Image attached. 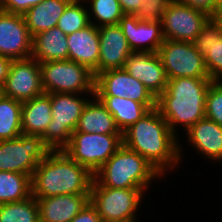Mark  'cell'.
<instances>
[{
	"mask_svg": "<svg viewBox=\"0 0 222 222\" xmlns=\"http://www.w3.org/2000/svg\"><path fill=\"white\" fill-rule=\"evenodd\" d=\"M210 18L216 23L219 31L222 33V5L216 7Z\"/></svg>",
	"mask_w": 222,
	"mask_h": 222,
	"instance_id": "39",
	"label": "cell"
},
{
	"mask_svg": "<svg viewBox=\"0 0 222 222\" xmlns=\"http://www.w3.org/2000/svg\"><path fill=\"white\" fill-rule=\"evenodd\" d=\"M32 196L31 176L0 171V204L23 201Z\"/></svg>",
	"mask_w": 222,
	"mask_h": 222,
	"instance_id": "27",
	"label": "cell"
},
{
	"mask_svg": "<svg viewBox=\"0 0 222 222\" xmlns=\"http://www.w3.org/2000/svg\"><path fill=\"white\" fill-rule=\"evenodd\" d=\"M31 57L39 63L68 60L67 35L57 26L34 35Z\"/></svg>",
	"mask_w": 222,
	"mask_h": 222,
	"instance_id": "23",
	"label": "cell"
},
{
	"mask_svg": "<svg viewBox=\"0 0 222 222\" xmlns=\"http://www.w3.org/2000/svg\"><path fill=\"white\" fill-rule=\"evenodd\" d=\"M43 0H0V10L24 15L31 7L38 5Z\"/></svg>",
	"mask_w": 222,
	"mask_h": 222,
	"instance_id": "34",
	"label": "cell"
},
{
	"mask_svg": "<svg viewBox=\"0 0 222 222\" xmlns=\"http://www.w3.org/2000/svg\"><path fill=\"white\" fill-rule=\"evenodd\" d=\"M32 40L21 14L0 10V55L12 60L31 57Z\"/></svg>",
	"mask_w": 222,
	"mask_h": 222,
	"instance_id": "15",
	"label": "cell"
},
{
	"mask_svg": "<svg viewBox=\"0 0 222 222\" xmlns=\"http://www.w3.org/2000/svg\"><path fill=\"white\" fill-rule=\"evenodd\" d=\"M45 93H94L95 77L86 66L70 60L40 62Z\"/></svg>",
	"mask_w": 222,
	"mask_h": 222,
	"instance_id": "7",
	"label": "cell"
},
{
	"mask_svg": "<svg viewBox=\"0 0 222 222\" xmlns=\"http://www.w3.org/2000/svg\"><path fill=\"white\" fill-rule=\"evenodd\" d=\"M73 1H79V2L85 3V2L88 1V0H73Z\"/></svg>",
	"mask_w": 222,
	"mask_h": 222,
	"instance_id": "41",
	"label": "cell"
},
{
	"mask_svg": "<svg viewBox=\"0 0 222 222\" xmlns=\"http://www.w3.org/2000/svg\"><path fill=\"white\" fill-rule=\"evenodd\" d=\"M68 60L86 66L90 71L98 67L99 28L90 23L85 28L67 35Z\"/></svg>",
	"mask_w": 222,
	"mask_h": 222,
	"instance_id": "21",
	"label": "cell"
},
{
	"mask_svg": "<svg viewBox=\"0 0 222 222\" xmlns=\"http://www.w3.org/2000/svg\"><path fill=\"white\" fill-rule=\"evenodd\" d=\"M123 144L143 156L164 178L180 169L179 138L157 108L122 133Z\"/></svg>",
	"mask_w": 222,
	"mask_h": 222,
	"instance_id": "1",
	"label": "cell"
},
{
	"mask_svg": "<svg viewBox=\"0 0 222 222\" xmlns=\"http://www.w3.org/2000/svg\"><path fill=\"white\" fill-rule=\"evenodd\" d=\"M210 15L173 0L161 20L164 39L193 42Z\"/></svg>",
	"mask_w": 222,
	"mask_h": 222,
	"instance_id": "12",
	"label": "cell"
},
{
	"mask_svg": "<svg viewBox=\"0 0 222 222\" xmlns=\"http://www.w3.org/2000/svg\"><path fill=\"white\" fill-rule=\"evenodd\" d=\"M94 95L129 98L144 104L149 110L156 108L154 95L124 68L109 69L97 74Z\"/></svg>",
	"mask_w": 222,
	"mask_h": 222,
	"instance_id": "11",
	"label": "cell"
},
{
	"mask_svg": "<svg viewBox=\"0 0 222 222\" xmlns=\"http://www.w3.org/2000/svg\"><path fill=\"white\" fill-rule=\"evenodd\" d=\"M192 43L204 56L210 79L222 82V33L211 18L205 22Z\"/></svg>",
	"mask_w": 222,
	"mask_h": 222,
	"instance_id": "20",
	"label": "cell"
},
{
	"mask_svg": "<svg viewBox=\"0 0 222 222\" xmlns=\"http://www.w3.org/2000/svg\"><path fill=\"white\" fill-rule=\"evenodd\" d=\"M114 117L121 133L144 117L150 110L142 103L129 98L115 96H96Z\"/></svg>",
	"mask_w": 222,
	"mask_h": 222,
	"instance_id": "26",
	"label": "cell"
},
{
	"mask_svg": "<svg viewBox=\"0 0 222 222\" xmlns=\"http://www.w3.org/2000/svg\"><path fill=\"white\" fill-rule=\"evenodd\" d=\"M94 175L63 151H51L31 177L32 196L90 194Z\"/></svg>",
	"mask_w": 222,
	"mask_h": 222,
	"instance_id": "3",
	"label": "cell"
},
{
	"mask_svg": "<svg viewBox=\"0 0 222 222\" xmlns=\"http://www.w3.org/2000/svg\"><path fill=\"white\" fill-rule=\"evenodd\" d=\"M211 82L210 78L168 79L165 91L156 99V108L178 138L181 132L185 133L205 117L206 94Z\"/></svg>",
	"mask_w": 222,
	"mask_h": 222,
	"instance_id": "2",
	"label": "cell"
},
{
	"mask_svg": "<svg viewBox=\"0 0 222 222\" xmlns=\"http://www.w3.org/2000/svg\"><path fill=\"white\" fill-rule=\"evenodd\" d=\"M50 152L41 136L21 134L17 138L0 141V171L32 177L38 163Z\"/></svg>",
	"mask_w": 222,
	"mask_h": 222,
	"instance_id": "9",
	"label": "cell"
},
{
	"mask_svg": "<svg viewBox=\"0 0 222 222\" xmlns=\"http://www.w3.org/2000/svg\"><path fill=\"white\" fill-rule=\"evenodd\" d=\"M51 119L50 93L22 102L21 127L24 135L42 136Z\"/></svg>",
	"mask_w": 222,
	"mask_h": 222,
	"instance_id": "22",
	"label": "cell"
},
{
	"mask_svg": "<svg viewBox=\"0 0 222 222\" xmlns=\"http://www.w3.org/2000/svg\"><path fill=\"white\" fill-rule=\"evenodd\" d=\"M205 117L222 126V82L212 81L206 94Z\"/></svg>",
	"mask_w": 222,
	"mask_h": 222,
	"instance_id": "32",
	"label": "cell"
},
{
	"mask_svg": "<svg viewBox=\"0 0 222 222\" xmlns=\"http://www.w3.org/2000/svg\"><path fill=\"white\" fill-rule=\"evenodd\" d=\"M173 0H142L135 17L139 21H161L166 8Z\"/></svg>",
	"mask_w": 222,
	"mask_h": 222,
	"instance_id": "33",
	"label": "cell"
},
{
	"mask_svg": "<svg viewBox=\"0 0 222 222\" xmlns=\"http://www.w3.org/2000/svg\"><path fill=\"white\" fill-rule=\"evenodd\" d=\"M132 52L119 24L99 27V62L92 72L94 77L109 69L123 68Z\"/></svg>",
	"mask_w": 222,
	"mask_h": 222,
	"instance_id": "17",
	"label": "cell"
},
{
	"mask_svg": "<svg viewBox=\"0 0 222 222\" xmlns=\"http://www.w3.org/2000/svg\"><path fill=\"white\" fill-rule=\"evenodd\" d=\"M72 0H43L23 16L32 37L57 26L58 20Z\"/></svg>",
	"mask_w": 222,
	"mask_h": 222,
	"instance_id": "25",
	"label": "cell"
},
{
	"mask_svg": "<svg viewBox=\"0 0 222 222\" xmlns=\"http://www.w3.org/2000/svg\"><path fill=\"white\" fill-rule=\"evenodd\" d=\"M0 222H39V207L34 196L0 204Z\"/></svg>",
	"mask_w": 222,
	"mask_h": 222,
	"instance_id": "30",
	"label": "cell"
},
{
	"mask_svg": "<svg viewBox=\"0 0 222 222\" xmlns=\"http://www.w3.org/2000/svg\"><path fill=\"white\" fill-rule=\"evenodd\" d=\"M12 61V59L0 55V90L4 86Z\"/></svg>",
	"mask_w": 222,
	"mask_h": 222,
	"instance_id": "38",
	"label": "cell"
},
{
	"mask_svg": "<svg viewBox=\"0 0 222 222\" xmlns=\"http://www.w3.org/2000/svg\"><path fill=\"white\" fill-rule=\"evenodd\" d=\"M163 176L139 153L122 144L94 174V179L109 188H140L145 192L150 184ZM157 178V179H156Z\"/></svg>",
	"mask_w": 222,
	"mask_h": 222,
	"instance_id": "4",
	"label": "cell"
},
{
	"mask_svg": "<svg viewBox=\"0 0 222 222\" xmlns=\"http://www.w3.org/2000/svg\"><path fill=\"white\" fill-rule=\"evenodd\" d=\"M90 23L102 27L119 24L124 16L118 0H88L85 2Z\"/></svg>",
	"mask_w": 222,
	"mask_h": 222,
	"instance_id": "29",
	"label": "cell"
},
{
	"mask_svg": "<svg viewBox=\"0 0 222 222\" xmlns=\"http://www.w3.org/2000/svg\"><path fill=\"white\" fill-rule=\"evenodd\" d=\"M36 200L39 222H70L90 202V194H60Z\"/></svg>",
	"mask_w": 222,
	"mask_h": 222,
	"instance_id": "19",
	"label": "cell"
},
{
	"mask_svg": "<svg viewBox=\"0 0 222 222\" xmlns=\"http://www.w3.org/2000/svg\"><path fill=\"white\" fill-rule=\"evenodd\" d=\"M90 24L86 3L71 1L58 20L59 27L66 35L85 28Z\"/></svg>",
	"mask_w": 222,
	"mask_h": 222,
	"instance_id": "31",
	"label": "cell"
},
{
	"mask_svg": "<svg viewBox=\"0 0 222 222\" xmlns=\"http://www.w3.org/2000/svg\"><path fill=\"white\" fill-rule=\"evenodd\" d=\"M215 1V9L216 7L222 5V0H214Z\"/></svg>",
	"mask_w": 222,
	"mask_h": 222,
	"instance_id": "40",
	"label": "cell"
},
{
	"mask_svg": "<svg viewBox=\"0 0 222 222\" xmlns=\"http://www.w3.org/2000/svg\"><path fill=\"white\" fill-rule=\"evenodd\" d=\"M70 222H102L97 209L89 202Z\"/></svg>",
	"mask_w": 222,
	"mask_h": 222,
	"instance_id": "35",
	"label": "cell"
},
{
	"mask_svg": "<svg viewBox=\"0 0 222 222\" xmlns=\"http://www.w3.org/2000/svg\"><path fill=\"white\" fill-rule=\"evenodd\" d=\"M211 15L215 10L214 0H176Z\"/></svg>",
	"mask_w": 222,
	"mask_h": 222,
	"instance_id": "36",
	"label": "cell"
},
{
	"mask_svg": "<svg viewBox=\"0 0 222 222\" xmlns=\"http://www.w3.org/2000/svg\"><path fill=\"white\" fill-rule=\"evenodd\" d=\"M122 144V134L73 132L63 152L94 175Z\"/></svg>",
	"mask_w": 222,
	"mask_h": 222,
	"instance_id": "8",
	"label": "cell"
},
{
	"mask_svg": "<svg viewBox=\"0 0 222 222\" xmlns=\"http://www.w3.org/2000/svg\"><path fill=\"white\" fill-rule=\"evenodd\" d=\"M124 15H135L142 0H118Z\"/></svg>",
	"mask_w": 222,
	"mask_h": 222,
	"instance_id": "37",
	"label": "cell"
},
{
	"mask_svg": "<svg viewBox=\"0 0 222 222\" xmlns=\"http://www.w3.org/2000/svg\"><path fill=\"white\" fill-rule=\"evenodd\" d=\"M145 191L140 188H109L95 179L91 186L90 203L97 209L102 222H139Z\"/></svg>",
	"mask_w": 222,
	"mask_h": 222,
	"instance_id": "6",
	"label": "cell"
},
{
	"mask_svg": "<svg viewBox=\"0 0 222 222\" xmlns=\"http://www.w3.org/2000/svg\"><path fill=\"white\" fill-rule=\"evenodd\" d=\"M74 132L93 134H122L114 117L94 95L86 104Z\"/></svg>",
	"mask_w": 222,
	"mask_h": 222,
	"instance_id": "24",
	"label": "cell"
},
{
	"mask_svg": "<svg viewBox=\"0 0 222 222\" xmlns=\"http://www.w3.org/2000/svg\"><path fill=\"white\" fill-rule=\"evenodd\" d=\"M22 102L0 92V141L17 138L22 133Z\"/></svg>",
	"mask_w": 222,
	"mask_h": 222,
	"instance_id": "28",
	"label": "cell"
},
{
	"mask_svg": "<svg viewBox=\"0 0 222 222\" xmlns=\"http://www.w3.org/2000/svg\"><path fill=\"white\" fill-rule=\"evenodd\" d=\"M119 25L133 52H157L164 41L161 21H139L134 15H124Z\"/></svg>",
	"mask_w": 222,
	"mask_h": 222,
	"instance_id": "18",
	"label": "cell"
},
{
	"mask_svg": "<svg viewBox=\"0 0 222 222\" xmlns=\"http://www.w3.org/2000/svg\"><path fill=\"white\" fill-rule=\"evenodd\" d=\"M0 92L21 102L44 94L39 62L33 57L13 60Z\"/></svg>",
	"mask_w": 222,
	"mask_h": 222,
	"instance_id": "13",
	"label": "cell"
},
{
	"mask_svg": "<svg viewBox=\"0 0 222 222\" xmlns=\"http://www.w3.org/2000/svg\"><path fill=\"white\" fill-rule=\"evenodd\" d=\"M157 54L168 79L210 78L204 56L197 51L192 42L164 39Z\"/></svg>",
	"mask_w": 222,
	"mask_h": 222,
	"instance_id": "10",
	"label": "cell"
},
{
	"mask_svg": "<svg viewBox=\"0 0 222 222\" xmlns=\"http://www.w3.org/2000/svg\"><path fill=\"white\" fill-rule=\"evenodd\" d=\"M123 68L157 99L166 89L168 78L157 52H132Z\"/></svg>",
	"mask_w": 222,
	"mask_h": 222,
	"instance_id": "16",
	"label": "cell"
},
{
	"mask_svg": "<svg viewBox=\"0 0 222 222\" xmlns=\"http://www.w3.org/2000/svg\"><path fill=\"white\" fill-rule=\"evenodd\" d=\"M93 96L94 93L50 94L52 119L41 137L51 151H63L68 146L83 109Z\"/></svg>",
	"mask_w": 222,
	"mask_h": 222,
	"instance_id": "5",
	"label": "cell"
},
{
	"mask_svg": "<svg viewBox=\"0 0 222 222\" xmlns=\"http://www.w3.org/2000/svg\"><path fill=\"white\" fill-rule=\"evenodd\" d=\"M181 137V139L179 138V158L181 164L185 154L183 150H188L182 146L185 139L187 148L188 145L189 147L191 146L195 152L197 151L196 154L202 156L204 160L207 159L206 162L216 163V165L217 163H222V126L213 120L204 117L193 124Z\"/></svg>",
	"mask_w": 222,
	"mask_h": 222,
	"instance_id": "14",
	"label": "cell"
}]
</instances>
